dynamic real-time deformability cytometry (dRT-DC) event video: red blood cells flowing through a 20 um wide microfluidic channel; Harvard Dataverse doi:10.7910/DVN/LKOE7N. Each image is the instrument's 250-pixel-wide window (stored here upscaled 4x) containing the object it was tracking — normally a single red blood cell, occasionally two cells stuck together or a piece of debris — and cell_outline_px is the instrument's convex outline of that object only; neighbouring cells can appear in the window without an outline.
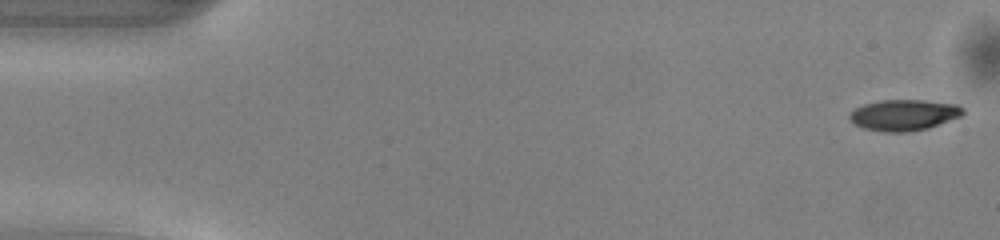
{"species": "common noctule bat (a hibernating species)", "species_latin": "Nyctalus noctula", "temperature_condition": "warm", "stored_images_in_passage": 50, "camera_frame_rate_fps": 3000, "um_per_image_px": 0.085, "animal": {"sex": "male", "body_mass_g": 13.0, "forearm_length_mm": 53.1}, "frame": {"image": 1, "passage_image": 1, "time_ms": 0.0, "image_size_px": [1000, 240], "cell_outline_px": [[964, 112], [960, 116], [928, 128], [908, 132], [884, 132], [864, 128], [856, 124], [848, 116], [856, 108], [864, 104], [880, 100], [924, 100], [956, 104], [964, 108]], "centroid_in_image_um": [76.84, 9.77], "position_along_channel_um": 8.2, "area_um2": 20.29}}
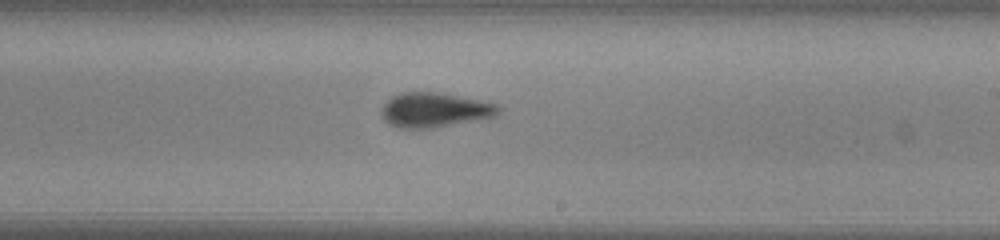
{"frame": {"image": 2, "passage_image": 29, "time_ms": 9.333, "image_size_px": [1000, 240], "cell_outline_px": [[500, 112], [492, 116], [432, 128], [400, 128], [388, 124], [384, 120], [380, 112], [380, 108], [392, 96], [400, 92], [436, 92], [496, 104], [500, 108]], "centroid_in_image_um": [36.83, 9.35], "position_along_channel_um": 252.2, "area_um2": 23.12}}
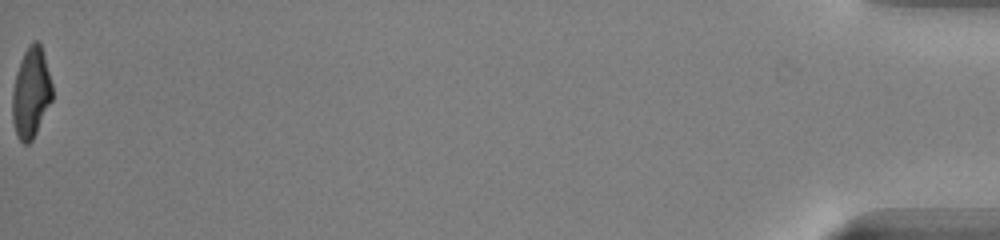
{"frame": {"image": 3, "passage_image": 50, "time_ms": 16.333, "image_size_px": [1000, 240], "cell_outline_px": [[52, 100], [32, 140], [28, 144], [24, 144], [16, 136], [12, 120], [12, 92], [16, 72], [20, 60], [28, 44], [32, 40], [36, 40], [40, 44], [44, 56], [52, 84]], "centroid_in_image_um": [2.62, 7.88], "position_along_channel_um": 432.6, "area_um2": 21.04}, "authors_computed_cell_mechanics": {"area_um2": 22.3397, "velocity_mm_per_s": 4.1234, "shape_relaxation_time_tau1_ms": 3.3059, "shape_relaxation_time_tau2_ms": 2.0502, "deformation_change_tau1": 0.1668, "deformation_change_tau2": 0.104}}